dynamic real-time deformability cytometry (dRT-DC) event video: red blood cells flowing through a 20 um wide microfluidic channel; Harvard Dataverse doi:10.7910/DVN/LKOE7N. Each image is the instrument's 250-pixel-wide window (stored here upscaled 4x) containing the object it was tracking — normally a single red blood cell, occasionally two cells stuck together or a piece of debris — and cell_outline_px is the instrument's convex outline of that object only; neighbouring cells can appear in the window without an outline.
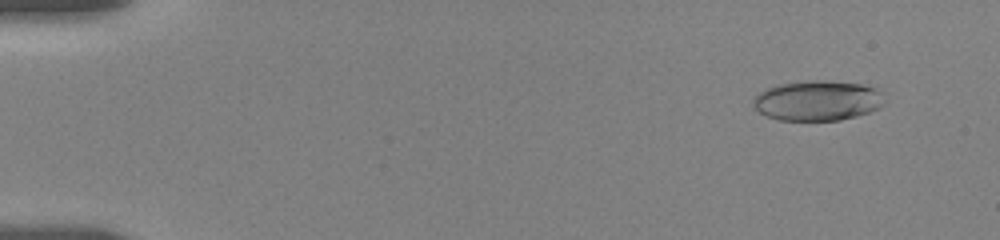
{"species": "human", "species_latin": "Homo sapiens", "temperature_condition": "room temperature", "stored_images_in_passage": 54, "camera_frame_rate_fps": 3000, "um_per_image_px": 0.085, "donor": {"sex": "female"}, "frame": {"image": 1, "passage_image": 3, "time_ms": 0.667, "image_size_px": [1000, 240], "cell_outline_px": [[884, 104], [880, 108], [856, 116], [840, 120], [780, 120], [768, 116], [760, 112], [752, 104], [752, 100], [760, 92], [776, 84], [804, 80], [820, 80], [860, 84], [876, 88], [884, 92]], "centroid_in_image_um": [69.52, 8.54], "position_along_channel_um": 15.5, "area_um2": 30.81}}
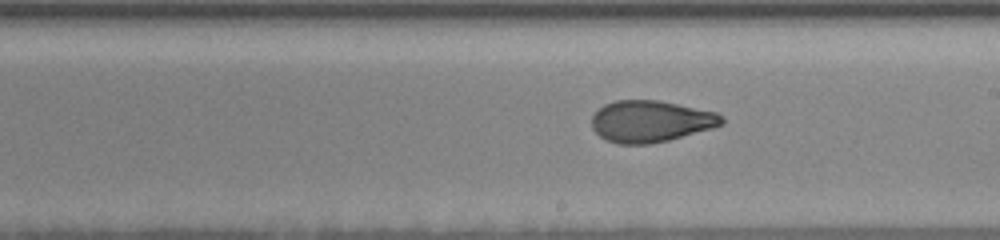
{"frame": {"image": 2, "passage_image": 31, "time_ms": 10.0, "image_size_px": [1000, 240], "cell_outline_px": [[724, 124], [712, 128], [668, 140], [648, 144], [616, 144], [600, 136], [592, 128], [592, 116], [604, 104], [616, 100], [656, 100], [716, 112], [724, 116]], "centroid_in_image_um": [55.3, 10.31], "position_along_channel_um": 233.7, "area_um2": 31.33}}
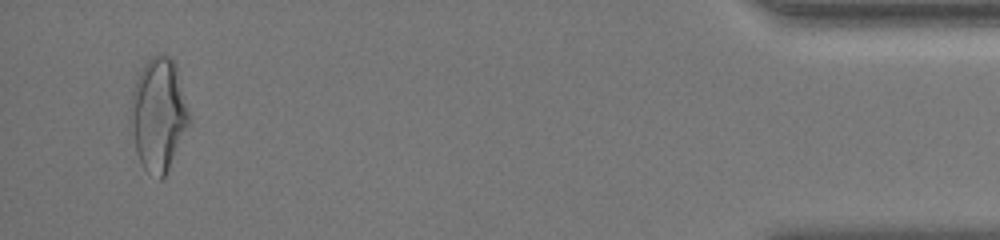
{"frame": {"image": 3, "passage_image": 52, "time_ms": 17.0, "image_size_px": [1000, 240], "cell_outline_px": [[192, 116], [168, 168], [164, 176], [160, 180], [144, 168], [136, 152], [132, 132], [132, 92], [136, 80], [144, 64], [152, 56], [168, 56], [176, 64]], "centroid_in_image_um": [13.5, 9.7], "position_along_channel_um": 421.7, "area_um2": 37.74}, "authors_computed_cell_mechanics": {"area_um2": 31.8189, "velocity_mm_per_s": 3.6652, "shape_relaxation_time_tau1_ms": 9.0133, "shape_relaxation_time_tau2_ms": 1.5887, "deformation_change_tau1": 0.2394, "deformation_change_tau2": 0.0786}}